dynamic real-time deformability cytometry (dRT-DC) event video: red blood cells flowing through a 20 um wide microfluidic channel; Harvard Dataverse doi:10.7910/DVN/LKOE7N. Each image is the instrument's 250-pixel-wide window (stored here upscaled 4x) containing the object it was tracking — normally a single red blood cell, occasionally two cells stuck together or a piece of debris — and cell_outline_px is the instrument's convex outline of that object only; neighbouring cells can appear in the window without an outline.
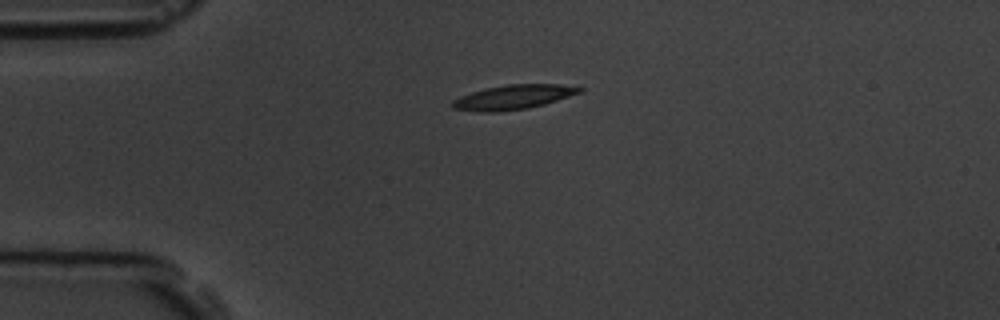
{"species": "common noctule bat (a hibernating species)", "species_latin": "Nyctalus noctula", "temperature_condition": "room temperature", "stored_images_in_passage": 6, "camera_frame_rate_fps": 3000, "um_per_image_px": 0.085, "animal": {"sex": "male", "body_mass_g": 19.5, "forearm_length_mm": 54.6}, "frame": {"image": 1, "passage_image": 6, "time_ms": 6.667, "image_size_px": [1000, 320], "cell_outline_px": [[584, 88], [580, 92], [544, 104], [528, 108], [500, 112], [480, 112], [452, 108], [452, 100], [460, 96], [472, 92], [488, 88], [508, 84], [560, 84]], "centroid_in_image_um": [43.6, 8.26], "position_along_channel_um": 41.4, "area_um2": 17.92}}